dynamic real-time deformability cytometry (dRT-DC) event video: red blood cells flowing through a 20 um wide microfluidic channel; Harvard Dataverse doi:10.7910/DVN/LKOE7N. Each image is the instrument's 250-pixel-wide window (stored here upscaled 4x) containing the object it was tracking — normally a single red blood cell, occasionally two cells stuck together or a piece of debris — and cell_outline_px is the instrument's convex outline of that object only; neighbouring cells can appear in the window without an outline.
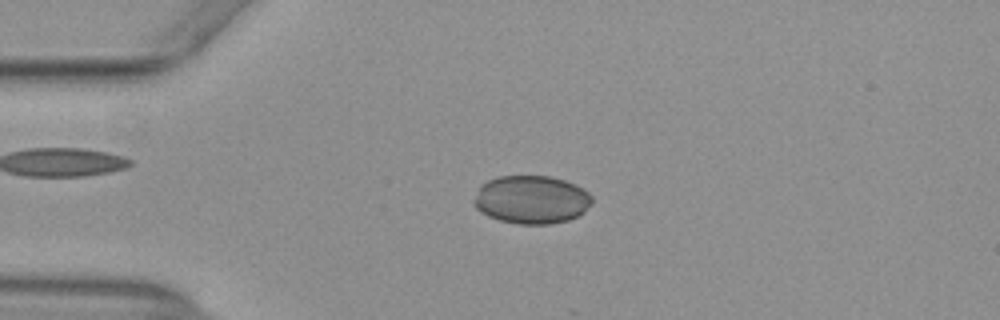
{"species": "common noctule bat (a hibernating species)", "species_latin": "Nyctalus noctula", "temperature_condition": "warm", "stored_images_in_passage": 14, "camera_frame_rate_fps": 3000, "um_per_image_px": 0.085, "animal": {"sex": "female", "body_mass_g": 29.2, "forearm_length_mm": 56.3}, "frame": {"image": 1, "passage_image": 3, "time_ms": 0.667, "image_size_px": [1000, 320], "cell_outline_px": [[592, 204], [580, 216], [568, 220], [552, 224], [516, 224], [500, 220], [488, 216], [480, 212], [472, 204], [472, 200], [476, 188], [480, 184], [496, 176], [552, 176], [576, 184], [588, 192], [592, 196]], "centroid_in_image_um": [45.14, 16.97], "position_along_channel_um": 39.9, "area_um2": 33.87}}
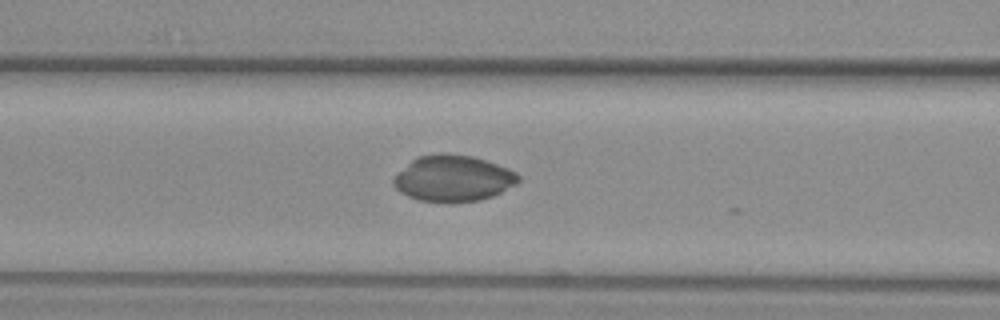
{"frame": {"image": 2, "passage_image": 12, "time_ms": 3.667, "image_size_px": [1000, 320], "cell_outline_px": [[520, 180], [516, 184], [492, 196], [480, 200], [452, 204], [444, 204], [420, 200], [408, 196], [400, 192], [392, 184], [392, 180], [416, 156], [440, 152], [448, 152], [472, 156], [508, 168], [516, 172], [520, 176]], "centroid_in_image_um": [38.51, 15.17], "position_along_channel_um": 128.1, "area_um2": 33.99}}